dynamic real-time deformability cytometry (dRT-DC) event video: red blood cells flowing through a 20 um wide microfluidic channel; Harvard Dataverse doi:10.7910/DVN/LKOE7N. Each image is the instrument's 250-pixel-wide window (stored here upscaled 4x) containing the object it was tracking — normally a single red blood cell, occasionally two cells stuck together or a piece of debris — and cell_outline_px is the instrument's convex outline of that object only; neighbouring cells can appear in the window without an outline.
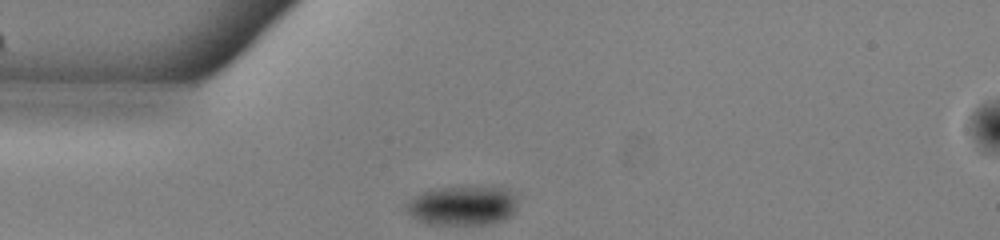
{"species": "common noctule bat (a hibernating species)", "species_latin": "Nyctalus noctula", "temperature_condition": "warm", "stored_images_in_passage": 34, "camera_frame_rate_fps": 3000, "um_per_image_px": 0.085, "animal": {"sex": "male", "body_mass_g": 13.0, "forearm_length_mm": 53.1}, "frame": {"image": 1, "passage_image": 1, "time_ms": 0.0, "image_size_px": [1000, 240], "cell_outline_px": [[516, 208], [512, 216], [504, 220], [492, 224], [428, 224], [416, 220], [404, 208], [404, 204], [412, 196], [428, 188], [508, 188], [516, 196]], "centroid_in_image_um": [39.27, 17.49], "position_along_channel_um": 45.7, "area_um2": 25.84}}
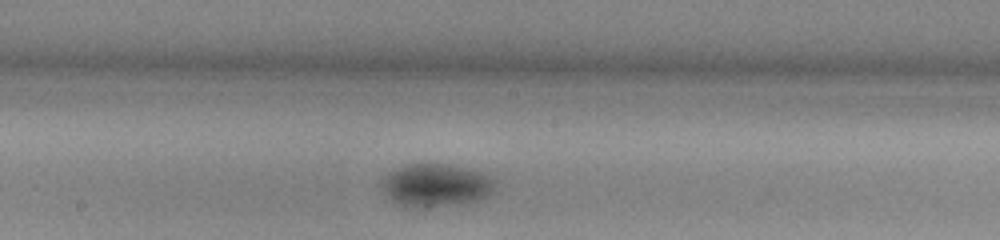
{"frame": {"image": 2, "passage_image": 15, "time_ms": 4.667, "image_size_px": [1000, 240], "cell_outline_px": [[496, 188], [488, 196], [464, 204], [428, 212], [424, 212], [400, 204], [392, 200], [376, 184], [388, 172], [404, 164], [448, 164], [480, 172], [488, 176], [496, 184]], "centroid_in_image_um": [36.98, 15.82], "position_along_channel_um": 211.2, "area_um2": 29.65}}
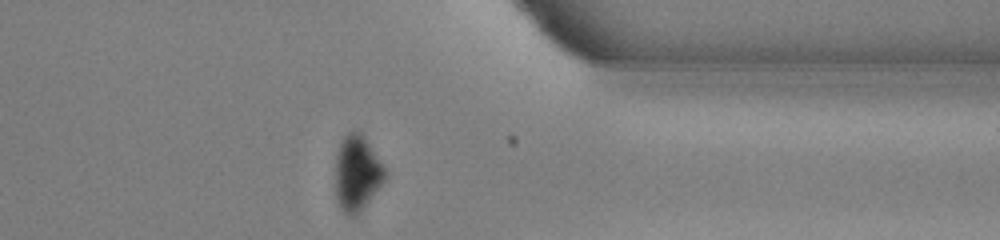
{"frame": {"image": 3, "passage_image": 29, "time_ms": 9.333, "image_size_px": [1000, 240], "cell_outline_px": [[388, 176], [360, 212], [356, 216], [348, 216], [340, 208], [336, 200], [336, 152], [344, 136], [348, 132], [360, 132], [364, 136], [388, 172]], "centroid_in_image_um": [30.36, 14.74], "position_along_channel_um": 381.0, "area_um2": 21.85}, "authors_computed_cell_mechanics": {"area_um2": 27.8885, "velocity_mm_per_s": 3.9038, "shape_relaxation_time_tau1_ms": 2.4961, "shape_relaxation_time_tau2_ms": null, "deformation_change_tau1": 0.0744, "deformation_change_tau2": null}}